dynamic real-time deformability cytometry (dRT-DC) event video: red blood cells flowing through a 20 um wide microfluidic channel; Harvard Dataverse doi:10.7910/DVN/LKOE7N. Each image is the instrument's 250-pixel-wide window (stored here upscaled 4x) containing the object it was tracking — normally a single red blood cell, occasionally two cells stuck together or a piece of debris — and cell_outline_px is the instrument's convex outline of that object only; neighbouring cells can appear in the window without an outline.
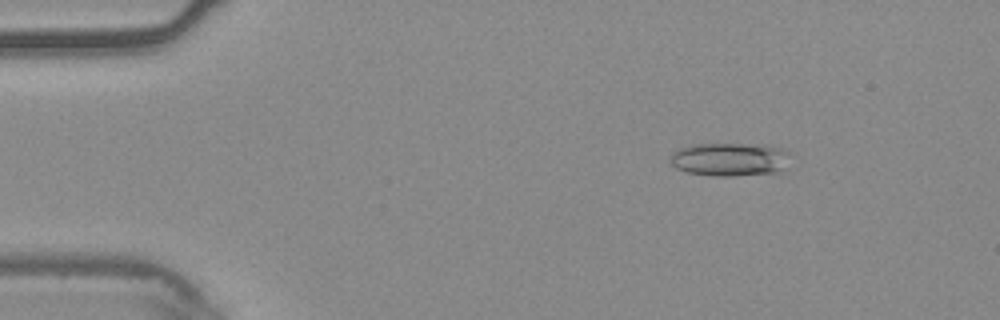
{"species": "common noctule bat (a hibernating species)", "species_latin": "Nyctalus noctula", "temperature_condition": "warm", "stored_images_in_passage": 54, "camera_frame_rate_fps": 3000, "um_per_image_px": 0.085, "animal": {"sex": "male", "body_mass_g": 20.4}, "frame": {"image": 1, "passage_image": 8, "time_ms": 2.333, "image_size_px": [1000, 320], "cell_outline_px": [[788, 152], [780, 172], [732, 176], [716, 176], [688, 172], [676, 168], [672, 164], [672, 152], [688, 144], [768, 144], [780, 148]], "centroid_in_image_um": [61.99, 13.53], "position_along_channel_um": 23.0, "area_um2": 23.12}}
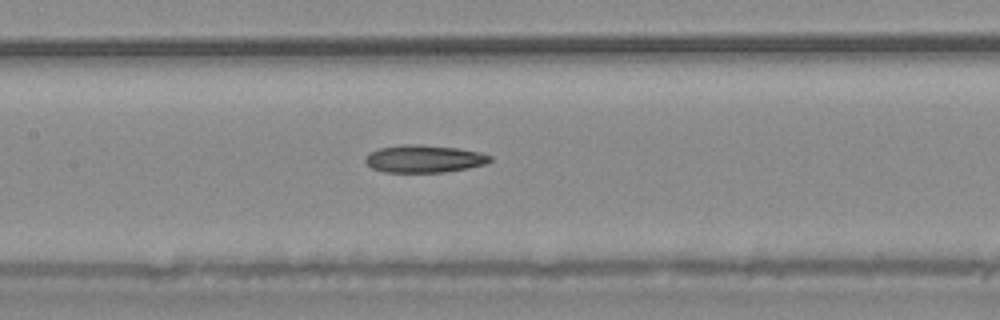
{"frame": {"image": 2, "passage_image": 26, "time_ms": 8.333, "image_size_px": [1000, 320], "cell_outline_px": [[492, 160], [484, 164], [468, 168], [444, 172], [384, 172], [372, 168], [364, 160], [364, 156], [368, 152], [380, 148], [400, 144], [420, 144], [456, 148], [480, 152], [492, 156]], "centroid_in_image_um": [36.01, 13.49], "position_along_channel_um": 171.4, "area_um2": 20.11}}
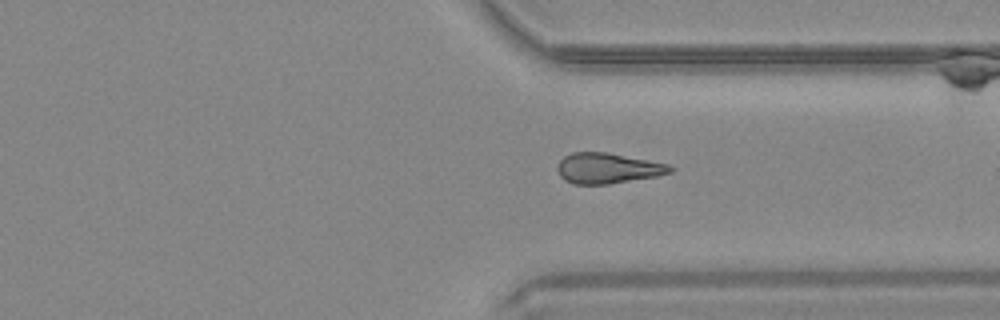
{"frame": {"image": 3, "passage_image": 41, "time_ms": 13.333, "image_size_px": [1000, 320], "cell_outline_px": [[676, 168], [672, 172], [656, 176], [608, 184], [572, 184], [564, 180], [560, 176], [556, 168], [556, 164], [564, 156], [572, 152], [608, 152], [668, 164]], "centroid_in_image_um": [51.63, 14.29], "position_along_channel_um": 359.8, "area_um2": 20.17}, "authors_computed_cell_mechanics": {"area_um2": 20.23, "velocity_mm_per_s": 3.767, "shape_relaxation_time_tau1_ms": null, "shape_relaxation_time_tau2_ms": 8.3594, "deformation_change_tau1": null, "deformation_change_tau2": 0.2183}}